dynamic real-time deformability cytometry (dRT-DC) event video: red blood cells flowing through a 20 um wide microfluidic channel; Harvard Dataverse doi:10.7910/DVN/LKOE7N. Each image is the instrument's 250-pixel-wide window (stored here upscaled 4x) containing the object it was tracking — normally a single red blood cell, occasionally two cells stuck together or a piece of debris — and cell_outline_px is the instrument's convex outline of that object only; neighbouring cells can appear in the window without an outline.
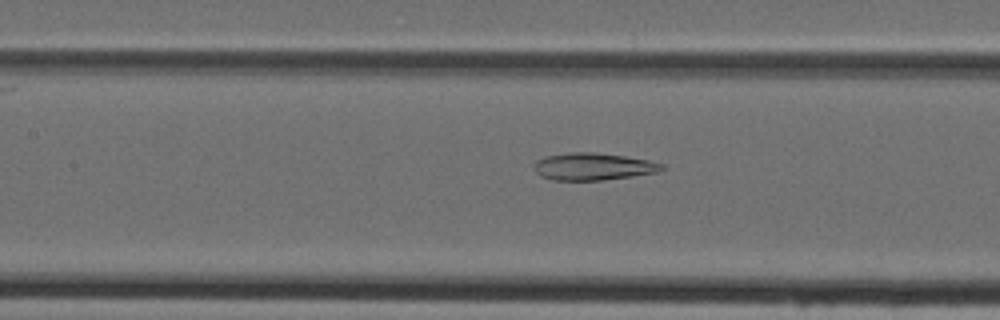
{"species": "Egyptian fruit bat (a non-hibernating species)", "species_latin": "Rousettus aegyptiacus", "temperature_condition": "cold", "stored_images_in_passage": 48, "camera_frame_rate_fps": 3000, "um_per_image_px": 0.085, "animal": {"sex": "female"}, "frame": {"image": 1, "passage_image": 22, "time_ms": 7.0, "image_size_px": [1000, 320], "cell_outline_px": [[664, 168], [656, 172], [632, 176], [600, 180], [552, 180], [540, 176], [536, 172], [532, 164], [536, 160], [548, 156], [572, 152], [592, 152], [624, 156], [648, 160], [664, 164]], "centroid_in_image_um": [50.38, 14.16], "position_along_channel_um": 157.0, "area_um2": 20.11}}
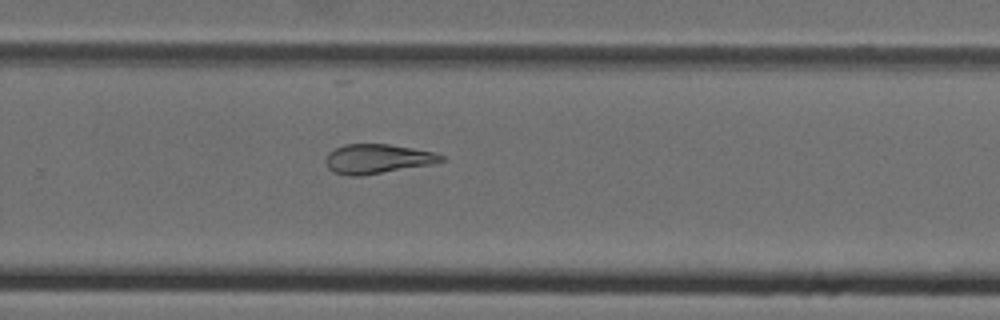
{"frame": {"image": 2, "passage_image": 32, "time_ms": 10.333, "image_size_px": [1000, 320], "cell_outline_px": [[444, 160], [428, 164], [360, 176], [348, 176], [332, 172], [328, 168], [324, 160], [328, 152], [344, 144], [388, 144], [412, 148], [432, 152], [444, 156]], "centroid_in_image_um": [31.98, 13.5], "position_along_channel_um": 297.8, "area_um2": 19.54}}
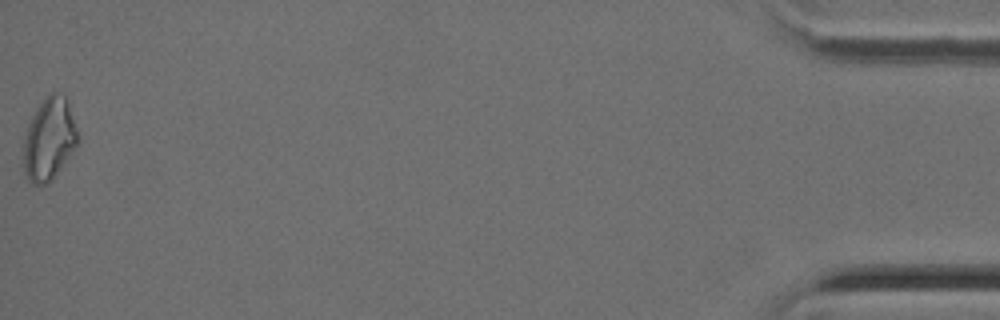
{"frame": {"image": 3, "passage_image": 48, "time_ms": 15.667, "image_size_px": [1000, 320], "cell_outline_px": [[80, 136], [76, 144], [68, 156], [48, 184], [32, 184], [28, 180], [24, 172], [24, 140], [28, 124], [36, 108], [48, 92], [60, 92], [68, 100]], "centroid_in_image_um": [4.18, 11.77], "position_along_channel_um": 431.0, "area_um2": 25.95}}